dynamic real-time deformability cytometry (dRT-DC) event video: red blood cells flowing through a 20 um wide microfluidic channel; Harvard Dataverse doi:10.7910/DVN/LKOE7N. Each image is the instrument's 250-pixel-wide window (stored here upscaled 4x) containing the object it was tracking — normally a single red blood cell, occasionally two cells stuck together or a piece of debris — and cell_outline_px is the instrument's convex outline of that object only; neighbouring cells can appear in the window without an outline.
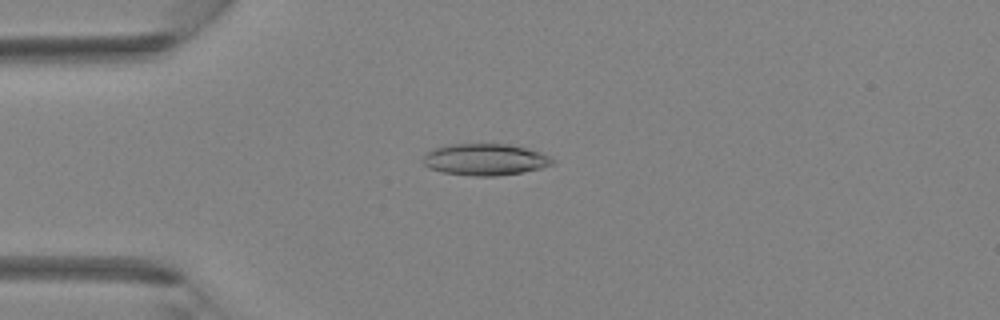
{"species": "Egyptian fruit bat (a non-hibernating species)", "species_latin": "Rousettus aegyptiacus", "temperature_condition": "room temperature", "stored_images_in_passage": 41, "camera_frame_rate_fps": 3000, "um_per_image_px": 0.085, "animal": {"sex": "female"}, "frame": {"image": 1, "passage_image": 11, "time_ms": 3.333, "image_size_px": [1000, 320], "cell_outline_px": [[556, 164], [524, 172], [496, 176], [476, 176], [444, 172], [428, 168], [424, 164], [424, 152], [436, 148], [452, 144], [508, 144], [528, 148], [540, 152], [556, 160]], "centroid_in_image_um": [41.27, 13.56], "position_along_channel_um": 43.7, "area_um2": 23.87}}
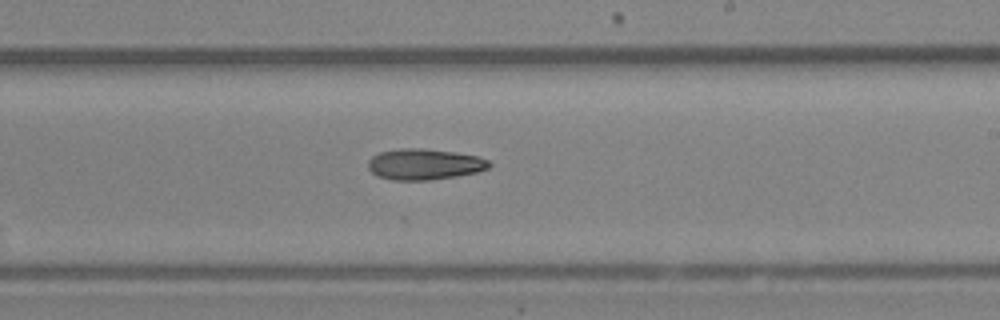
{"frame": {"image": 2, "passage_image": 25, "time_ms": 8.0, "image_size_px": [1000, 320], "cell_outline_px": [[492, 164], [488, 168], [476, 172], [456, 176], [432, 180], [392, 180], [376, 176], [368, 168], [368, 160], [372, 156], [380, 152], [400, 148], [420, 148], [452, 152], [476, 156], [488, 160]], "centroid_in_image_um": [36.03, 13.97], "position_along_channel_um": 253.0, "area_um2": 21.79}}
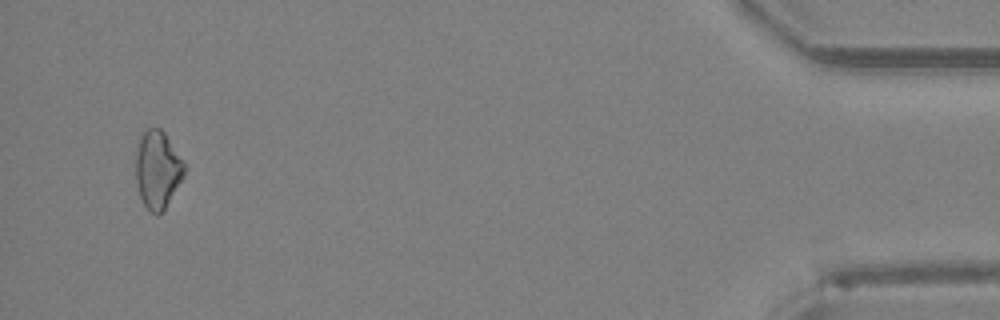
{"frame": {"image": 3, "passage_image": 40, "time_ms": 13.0, "image_size_px": [1000, 320], "cell_outline_px": [[184, 176], [164, 208], [156, 216], [144, 204], [140, 196], [136, 180], [136, 148], [140, 136], [148, 128], [160, 128], [164, 132], [184, 160]], "centroid_in_image_um": [13.39, 14.38], "position_along_channel_um": 421.8, "area_um2": 21.73}}